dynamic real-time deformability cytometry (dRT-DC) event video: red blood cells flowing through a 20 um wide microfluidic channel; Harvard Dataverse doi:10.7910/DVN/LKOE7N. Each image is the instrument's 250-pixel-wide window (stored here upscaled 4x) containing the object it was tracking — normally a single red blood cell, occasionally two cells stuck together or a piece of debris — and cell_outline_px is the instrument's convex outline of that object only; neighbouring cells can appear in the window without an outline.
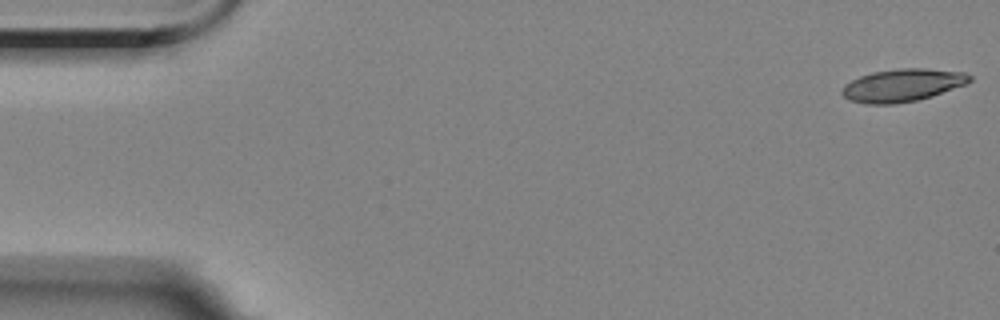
{"species": "Egyptian fruit bat (a non-hibernating species)", "species_latin": "Rousettus aegyptiacus", "temperature_condition": "room temperature", "stored_images_in_passage": 6, "camera_frame_rate_fps": 3000, "um_per_image_px": 0.085, "animal": {"sex": "female"}, "frame": {"image": 1, "passage_image": 1, "time_ms": 0.0, "image_size_px": [1000, 320], "cell_outline_px": [[972, 80], [968, 84], [932, 96], [916, 100], [892, 104], [868, 104], [848, 100], [840, 92], [844, 84], [860, 76], [872, 72], [900, 68], [924, 68], [964, 72], [972, 76]], "centroid_in_image_um": [76.72, 7.24], "position_along_channel_um": 8.3, "area_um2": 24.45}}
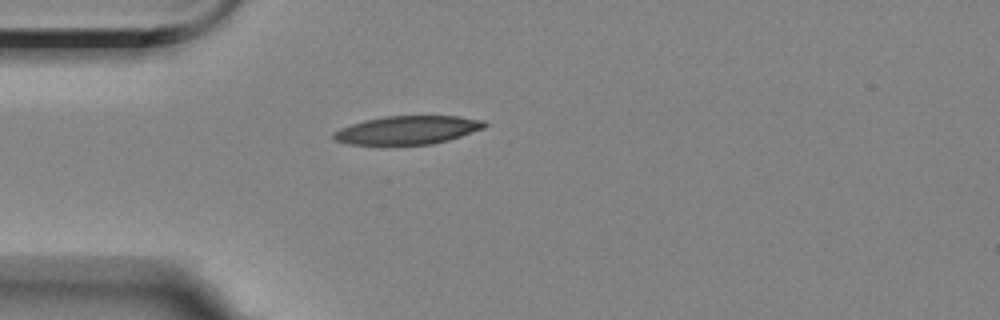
{"frame": {"image": 2, "passage_image": 5, "time_ms": 4.667, "image_size_px": [1000, 320], "cell_outline_px": [[488, 124], [484, 128], [448, 140], [432, 144], [348, 144], [336, 140], [332, 136], [332, 132], [340, 128], [364, 120], [384, 116], [460, 116], [484, 120]], "centroid_in_image_um": [34.65, 11.04], "position_along_channel_um": 50.3, "area_um2": 24.85}}